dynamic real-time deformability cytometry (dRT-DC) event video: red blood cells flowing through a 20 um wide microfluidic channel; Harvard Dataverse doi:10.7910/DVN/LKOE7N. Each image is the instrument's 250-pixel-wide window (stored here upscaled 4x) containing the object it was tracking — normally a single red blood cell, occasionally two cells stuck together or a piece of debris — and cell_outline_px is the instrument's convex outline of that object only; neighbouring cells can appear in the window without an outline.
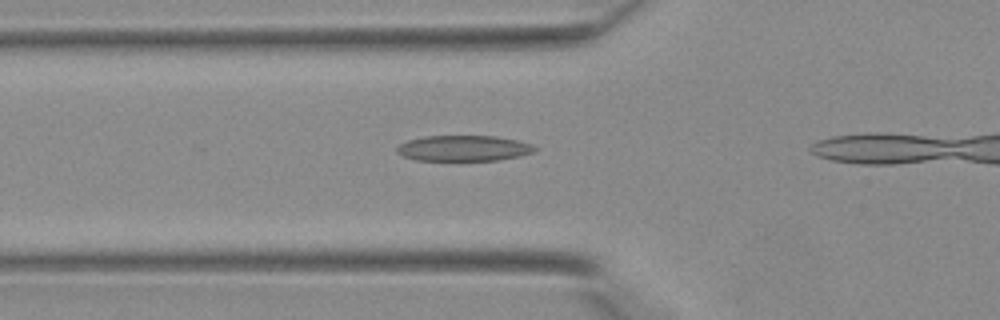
{"species": "Egyptian fruit bat (a non-hibernating species)", "species_latin": "Rousettus aegyptiacus", "temperature_condition": "warm", "stored_images_in_passage": 7, "camera_frame_rate_fps": 3000, "um_per_image_px": 0.085, "animal": {"sex": "female"}, "frame": {"image": 1, "passage_image": 3, "time_ms": 0.667, "image_size_px": [1000, 320], "cell_outline_px": [[540, 148], [532, 152], [520, 156], [496, 160], [416, 160], [404, 156], [396, 152], [396, 148], [400, 144], [408, 140], [424, 136], [492, 136], [516, 140], [532, 144]], "centroid_in_image_um": [39.41, 12.6], "position_along_channel_um": 86.4, "area_um2": 20.52}}
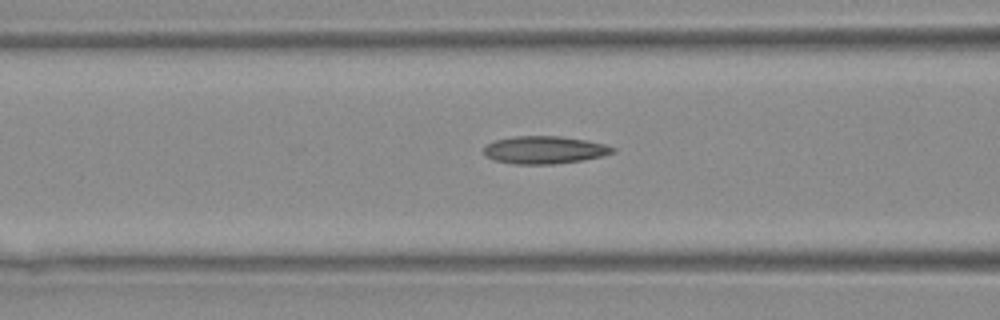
{"frame": {"image": 2, "passage_image": 5, "time_ms": 1.333, "image_size_px": [1000, 320], "cell_outline_px": [[616, 152], [604, 156], [584, 160], [556, 164], [512, 164], [496, 160], [484, 156], [484, 148], [488, 144], [496, 140], [516, 136], [560, 136], [584, 140], [604, 144], [616, 148]], "centroid_in_image_um": [46.31, 12.75], "position_along_channel_um": 120.3, "area_um2": 20.81}}